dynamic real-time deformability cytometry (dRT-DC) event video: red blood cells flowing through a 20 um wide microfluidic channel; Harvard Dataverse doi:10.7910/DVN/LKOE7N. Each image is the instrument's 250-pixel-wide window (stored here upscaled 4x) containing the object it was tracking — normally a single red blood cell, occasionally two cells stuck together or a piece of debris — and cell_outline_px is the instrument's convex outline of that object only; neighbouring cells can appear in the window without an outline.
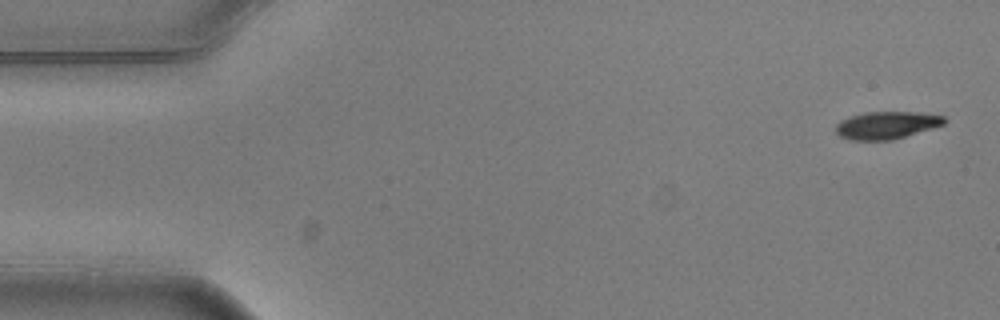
{"species": "common noctule bat (a hibernating species)", "species_latin": "Nyctalus noctula", "temperature_condition": "warm", "stored_images_in_passage": 5, "camera_frame_rate_fps": 3000, "um_per_image_px": 0.085, "animal": {"sex": "male", "body_mass_g": 20.5, "forearm_length_mm": 52.5}, "frame": {"image": 1, "passage_image": 1, "time_ms": 0.0, "image_size_px": [1000, 320], "cell_outline_px": [[948, 120], [944, 124], [932, 128], [892, 140], [852, 140], [840, 136], [836, 132], [836, 124], [840, 120], [864, 112], [920, 112], [944, 116]], "centroid_in_image_um": [75.37, 10.63], "position_along_channel_um": 9.6, "area_um2": 17.34}}
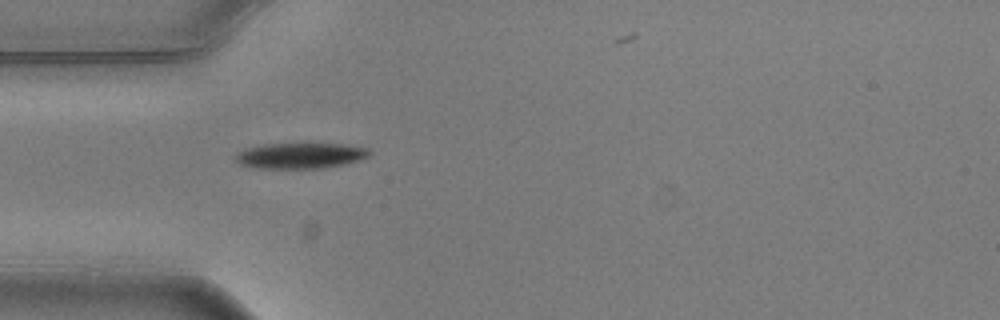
{"frame": {"image": 2, "passage_image": 5, "time_ms": 1.333, "image_size_px": [1000, 320], "cell_outline_px": [[372, 152], [368, 156], [360, 160], [344, 164], [324, 168], [256, 168], [240, 164], [236, 160], [236, 156], [244, 148], [264, 144], [304, 140], [340, 144], [368, 148]], "centroid_in_image_um": [25.56, 13.17], "position_along_channel_um": 59.4, "area_um2": 20.98}}